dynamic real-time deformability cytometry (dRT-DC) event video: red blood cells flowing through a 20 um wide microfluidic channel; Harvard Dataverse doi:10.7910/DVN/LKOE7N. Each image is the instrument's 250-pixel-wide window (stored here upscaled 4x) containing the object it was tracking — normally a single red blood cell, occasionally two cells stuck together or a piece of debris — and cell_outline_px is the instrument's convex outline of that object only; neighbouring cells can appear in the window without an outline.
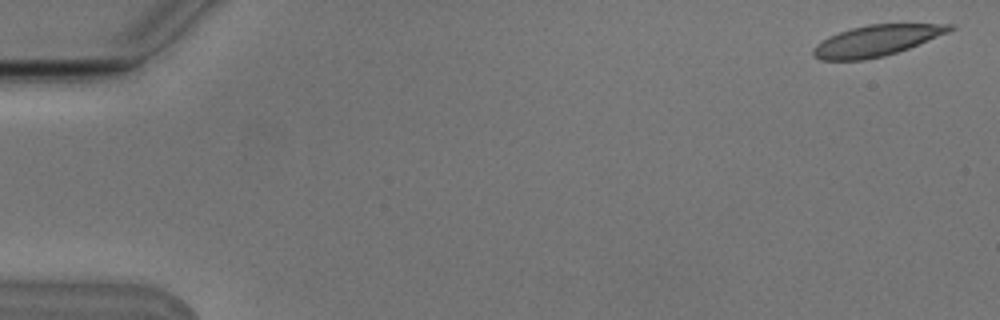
{"species": "Egyptian fruit bat (a non-hibernating species)", "species_latin": "Rousettus aegyptiacus", "temperature_condition": "cold", "stored_images_in_passage": 9, "camera_frame_rate_fps": 3000, "um_per_image_px": 0.085, "animal": {"sex": "male"}, "frame": {"image": 1, "passage_image": 1, "time_ms": 0.0, "image_size_px": [1000, 320], "cell_outline_px": [[956, 28], [948, 32], [908, 48], [884, 56], [864, 60], [820, 60], [812, 56], [812, 48], [816, 44], [828, 36], [852, 28], [868, 24], [956, 24]], "centroid_in_image_um": [74.46, 3.46], "position_along_channel_um": 10.5, "area_um2": 24.51}}
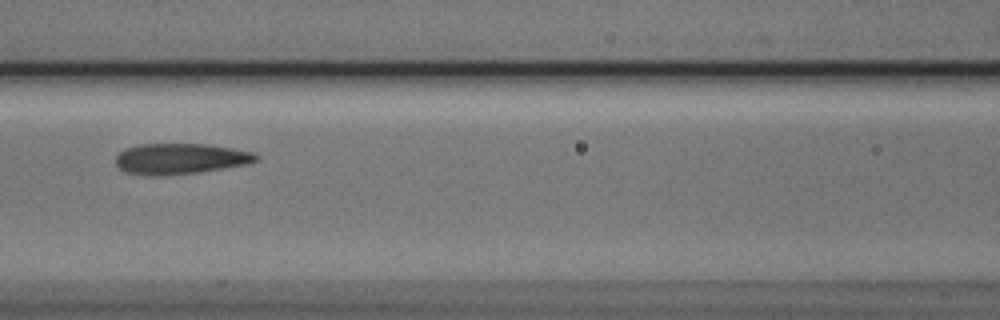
{"frame": {"image": 2, "passage_image": 7, "time_ms": 2.0, "image_size_px": [1000, 320], "cell_outline_px": [[260, 160], [248, 164], [200, 172], [152, 176], [144, 176], [124, 172], [116, 164], [116, 156], [120, 152], [128, 148], [140, 144], [208, 144], [232, 148], [252, 152], [260, 156]], "centroid_in_image_um": [15.35, 13.5], "position_along_channel_um": 151.3, "area_um2": 25.26}}
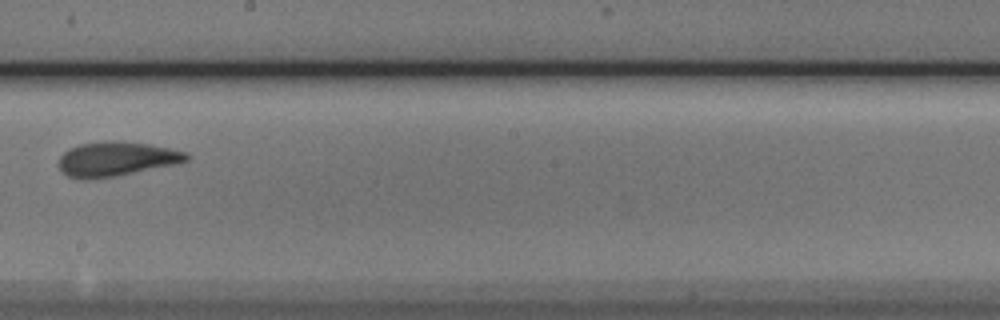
{"frame": {"image": 3, "passage_image": 9, "time_ms": 2.667, "image_size_px": [1000, 320], "cell_outline_px": [[192, 156], [188, 160], [180, 164], [116, 176], [68, 176], [60, 168], [60, 156], [64, 152], [80, 144], [112, 140], [116, 140], [148, 144], [188, 152]], "centroid_in_image_um": [10.03, 13.47], "position_along_channel_um": 238.2, "area_um2": 25.03}}